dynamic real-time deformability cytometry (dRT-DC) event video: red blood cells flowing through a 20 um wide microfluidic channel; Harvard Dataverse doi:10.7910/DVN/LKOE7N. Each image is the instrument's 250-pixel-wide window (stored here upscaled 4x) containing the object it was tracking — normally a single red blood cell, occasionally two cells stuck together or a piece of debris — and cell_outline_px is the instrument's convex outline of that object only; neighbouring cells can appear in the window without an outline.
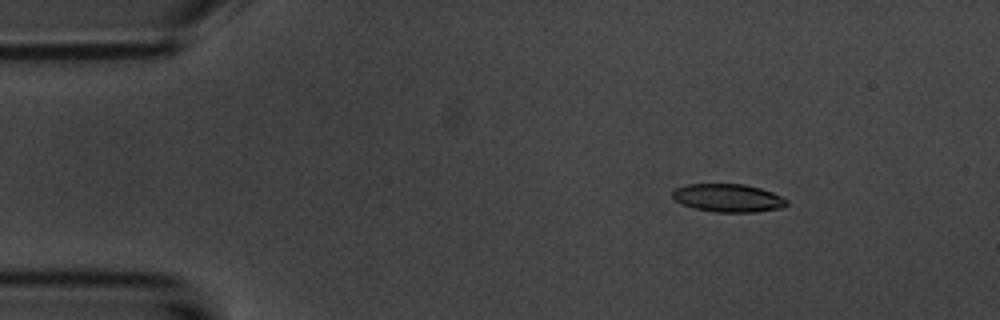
{"species": "common noctule bat (a hibernating species)", "species_latin": "Nyctalus noctula", "temperature_condition": "room temperature", "stored_images_in_passage": 5, "camera_frame_rate_fps": 3000, "um_per_image_px": 0.085, "animal": {"sex": "male", "body_mass_g": 20.1, "forearm_length_mm": 53.5}, "frame": {"image": 1, "passage_image": 3, "time_ms": 2.333, "image_size_px": [1000, 320], "cell_outline_px": [[788, 204], [784, 208], [756, 212], [716, 212], [692, 208], [680, 204], [672, 196], [672, 192], [676, 188], [688, 184], [744, 184], [760, 188], [772, 192], [788, 200]], "centroid_in_image_um": [61.9, 16.83], "position_along_channel_um": 23.1, "area_um2": 18.84}}